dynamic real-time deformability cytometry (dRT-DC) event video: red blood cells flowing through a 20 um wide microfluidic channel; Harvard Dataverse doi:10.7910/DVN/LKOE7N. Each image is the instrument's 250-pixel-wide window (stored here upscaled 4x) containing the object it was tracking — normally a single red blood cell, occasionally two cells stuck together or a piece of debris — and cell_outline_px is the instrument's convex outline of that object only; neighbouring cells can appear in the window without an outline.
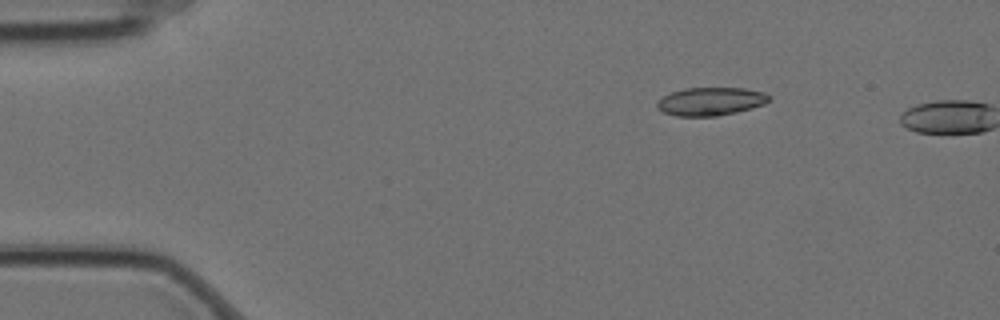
{"species": "Egyptian fruit bat (a non-hibernating species)", "species_latin": "Rousettus aegyptiacus", "temperature_condition": "cold", "stored_images_in_passage": 2, "camera_frame_rate_fps": 3000, "um_per_image_px": 0.085, "animal": {"sex": "female"}, "frame": {"image": 1, "passage_image": 1, "time_ms": 0.0, "image_size_px": [1000, 320], "cell_outline_px": [[772, 100], [764, 104], [752, 108], [736, 112], [716, 116], [676, 116], [664, 112], [656, 108], [656, 100], [672, 92], [684, 88], [744, 88], [764, 92], [772, 96]], "centroid_in_image_um": [60.42, 8.62], "position_along_channel_um": 24.6, "area_um2": 18.55}}